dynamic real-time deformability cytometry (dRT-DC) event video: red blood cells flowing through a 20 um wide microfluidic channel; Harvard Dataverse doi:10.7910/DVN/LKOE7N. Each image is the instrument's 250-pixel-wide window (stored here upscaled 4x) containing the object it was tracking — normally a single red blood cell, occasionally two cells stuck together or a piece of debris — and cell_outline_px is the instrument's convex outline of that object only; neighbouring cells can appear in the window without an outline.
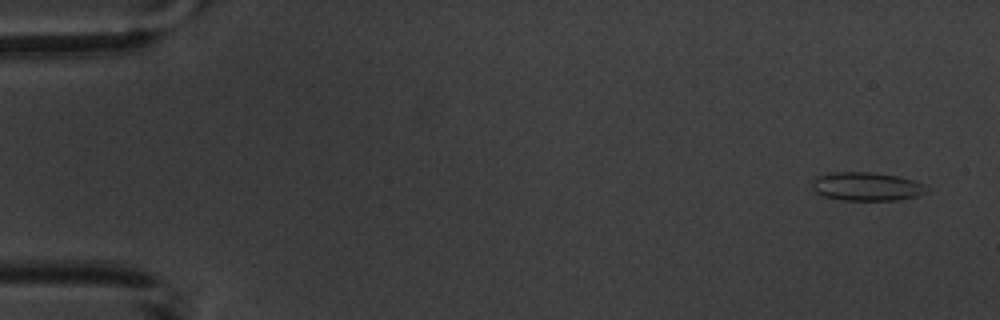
{"species": "common noctule bat (a hibernating species)", "species_latin": "Nyctalus noctula", "temperature_condition": "warm", "stored_images_in_passage": 5, "camera_frame_rate_fps": 3000, "um_per_image_px": 0.085, "animal": {"sex": "male", "body_mass_g": 20.1, "forearm_length_mm": 53.5}, "frame": {"image": 1, "passage_image": 1, "time_ms": 0.0, "image_size_px": [1000, 320], "cell_outline_px": [[928, 192], [916, 196], [896, 200], [840, 200], [824, 196], [816, 192], [812, 188], [812, 180], [816, 176], [832, 172], [872, 172], [900, 176], [924, 184], [928, 188]], "centroid_in_image_um": [73.65, 15.84], "position_along_channel_um": 11.3, "area_um2": 19.19}}